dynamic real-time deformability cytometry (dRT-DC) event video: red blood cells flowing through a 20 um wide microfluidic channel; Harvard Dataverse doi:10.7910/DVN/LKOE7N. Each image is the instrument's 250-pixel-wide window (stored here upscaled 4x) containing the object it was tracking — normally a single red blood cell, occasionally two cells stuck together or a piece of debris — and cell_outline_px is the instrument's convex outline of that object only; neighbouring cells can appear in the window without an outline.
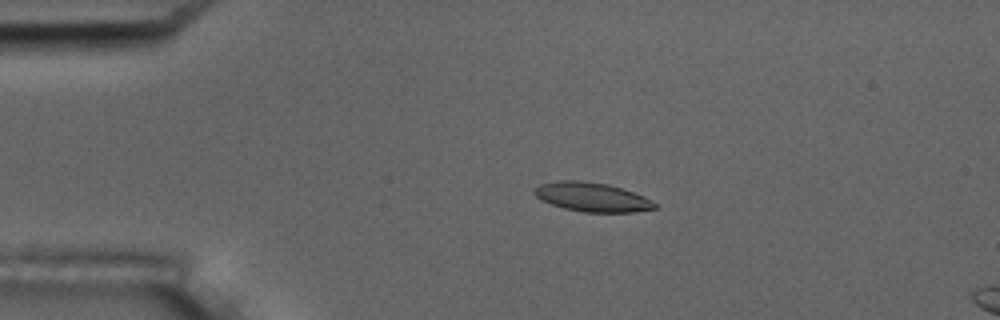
{"species": "common noctule bat (a hibernating species)", "species_latin": "Nyctalus noctula", "temperature_condition": "room temperature", "stored_images_in_passage": 9, "camera_frame_rate_fps": 3000, "um_per_image_px": 0.085, "animal": {"sex": "male", "body_mass_g": 17.5, "forearm_length_mm": 52.3}, "frame": {"image": 1, "passage_image": 4, "time_ms": 1.0, "image_size_px": [1000, 320], "cell_outline_px": [[656, 208], [636, 212], [584, 212], [564, 208], [552, 204], [536, 196], [532, 192], [540, 184], [556, 180], [580, 180], [608, 184], [644, 196], [656, 204]], "centroid_in_image_um": [50.31, 16.74], "position_along_channel_um": 34.7, "area_um2": 20.23}}